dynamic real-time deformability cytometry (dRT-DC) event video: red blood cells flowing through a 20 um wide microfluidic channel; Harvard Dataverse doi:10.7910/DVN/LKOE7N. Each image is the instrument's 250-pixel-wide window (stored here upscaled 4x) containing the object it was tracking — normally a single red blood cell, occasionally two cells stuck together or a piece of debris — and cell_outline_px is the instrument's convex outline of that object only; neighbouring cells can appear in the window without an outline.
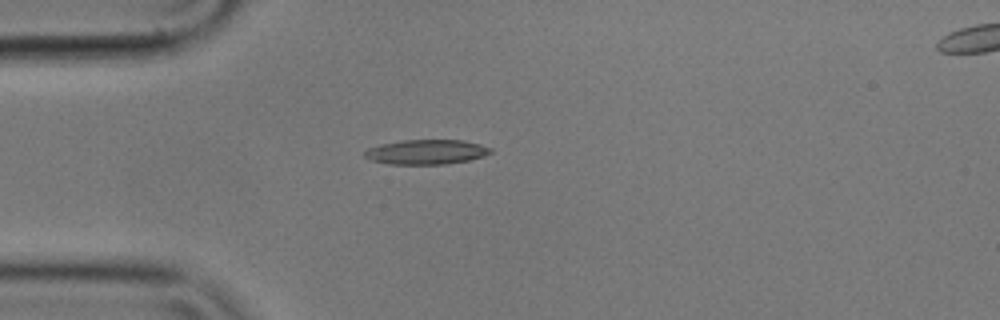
{"species": "common noctule bat (a hibernating species)", "species_latin": "Nyctalus noctula", "temperature_condition": "cold", "stored_images_in_passage": 42, "camera_frame_rate_fps": 3000, "um_per_image_px": 0.085, "animal": {"sex": "male", "body_mass_g": 17.9}, "frame": {"image": 1, "passage_image": 1, "time_ms": 0.0, "image_size_px": [1000, 320], "cell_outline_px": [[492, 152], [484, 156], [468, 160], [444, 164], [388, 164], [372, 160], [364, 156], [364, 152], [368, 148], [380, 144], [400, 140], [464, 140], [480, 144], [492, 148]], "centroid_in_image_um": [36.24, 12.91], "position_along_channel_um": 48.8, "area_um2": 18.15}}
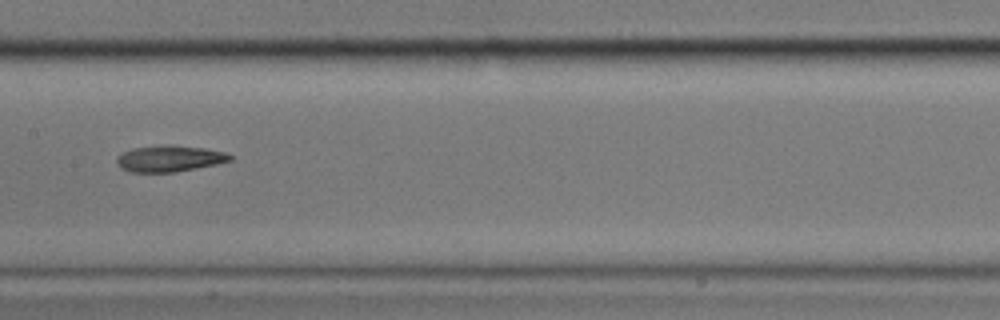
{"frame": {"image": 2, "passage_image": 14, "time_ms": 4.333, "image_size_px": [1000, 320], "cell_outline_px": [[232, 160], [216, 164], [176, 172], [132, 172], [120, 168], [116, 164], [116, 160], [120, 152], [132, 148], [168, 144], [172, 144], [204, 148], [224, 152], [232, 156]], "centroid_in_image_um": [14.36, 13.47], "position_along_channel_um": 193.0, "area_um2": 17.51}}
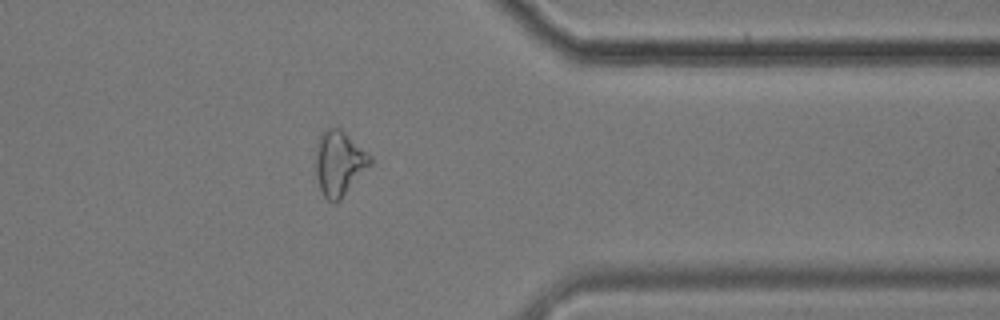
{"frame": {"image": 3, "passage_image": 31, "time_ms": 10.0, "image_size_px": [1000, 320], "cell_outline_px": [[372, 164], [340, 200], [332, 204], [324, 196], [320, 188], [316, 176], [316, 148], [320, 132], [324, 128], [340, 128], [372, 156]], "centroid_in_image_um": [28.83, 13.87], "position_along_channel_um": 382.6, "area_um2": 20.69}, "authors_computed_cell_mechanics": {"area_um2": 18.0625, "velocity_mm_per_s": 3.5637, "shape_relaxation_time_tau1_ms": null, "shape_relaxation_time_tau2_ms": 8.8184, "deformation_change_tau1": null, "deformation_change_tau2": 0.2141}}